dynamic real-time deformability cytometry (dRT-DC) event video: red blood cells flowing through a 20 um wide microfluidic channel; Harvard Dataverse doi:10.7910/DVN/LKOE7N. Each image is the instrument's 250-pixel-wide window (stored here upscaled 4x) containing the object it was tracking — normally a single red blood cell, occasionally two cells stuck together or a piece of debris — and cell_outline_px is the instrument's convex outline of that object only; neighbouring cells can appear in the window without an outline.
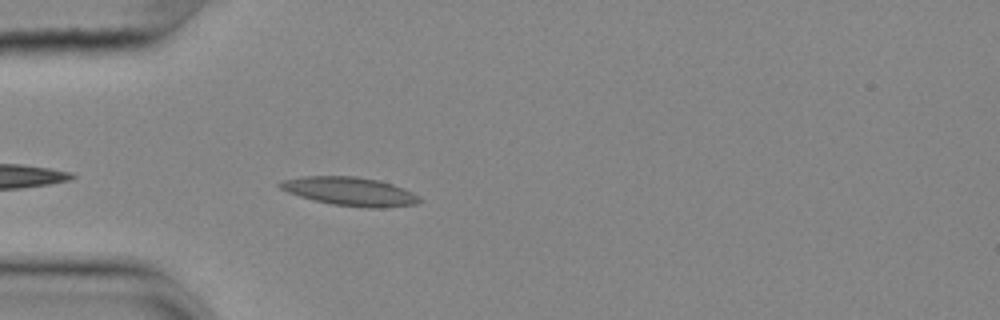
{"species": "common noctule bat (a hibernating species)", "species_latin": "Nyctalus noctula", "temperature_condition": "cold", "stored_images_in_passage": 20, "camera_frame_rate_fps": 3000, "um_per_image_px": 0.085, "animal": {"sex": "female", "body_mass_g": 25.1}, "frame": {"image": 1, "passage_image": 3, "time_ms": 0.667, "image_size_px": [1000, 320], "cell_outline_px": [[420, 200], [416, 204], [380, 208], [364, 208], [332, 204], [300, 196], [288, 192], [280, 188], [276, 184], [284, 180], [304, 176], [356, 176], [376, 180], [392, 184], [412, 192], [420, 196]], "centroid_in_image_um": [29.74, 16.27], "position_along_channel_um": 55.3, "area_um2": 23.0}}
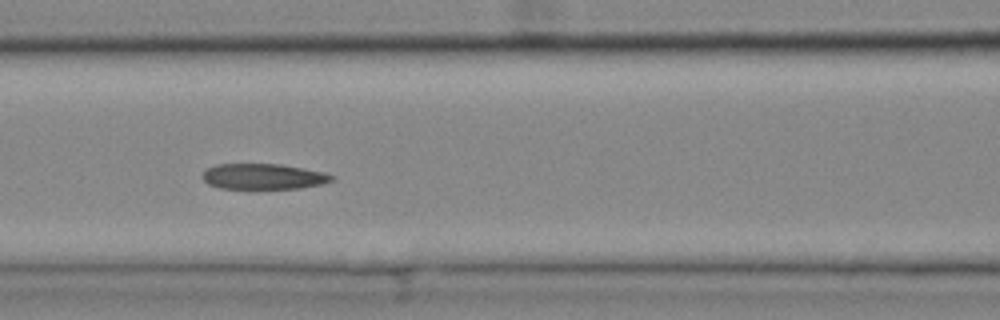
{"frame": {"image": 2, "passage_image": 11, "time_ms": 3.333, "image_size_px": [1000, 320], "cell_outline_px": [[332, 180], [320, 184], [300, 188], [220, 188], [208, 184], [200, 176], [204, 168], [216, 164], [280, 164], [324, 172], [332, 176]], "centroid_in_image_um": [22.29, 14.99], "position_along_channel_um": 144.3, "area_um2": 19.19}}
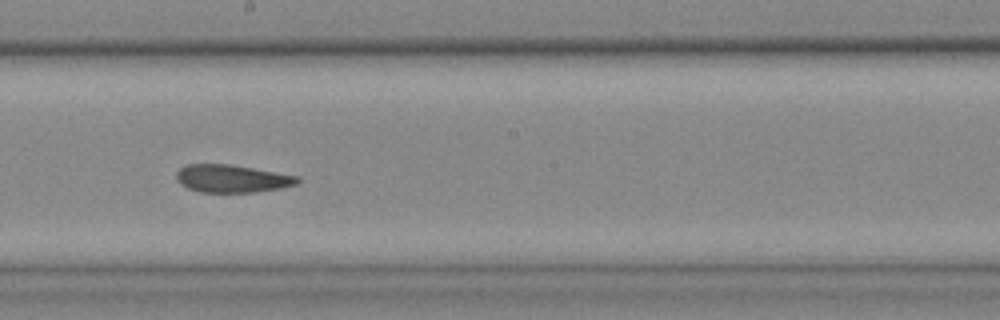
{"frame": {"image": 3, "passage_image": 18, "time_ms": 5.667, "image_size_px": [1000, 320], "cell_outline_px": [[300, 180], [296, 184], [280, 188], [256, 192], [200, 192], [188, 188], [180, 184], [176, 176], [176, 172], [180, 168], [188, 164], [228, 164], [300, 176]], "centroid_in_image_um": [19.71, 15.18], "position_along_channel_um": 228.5, "area_um2": 19.48}}